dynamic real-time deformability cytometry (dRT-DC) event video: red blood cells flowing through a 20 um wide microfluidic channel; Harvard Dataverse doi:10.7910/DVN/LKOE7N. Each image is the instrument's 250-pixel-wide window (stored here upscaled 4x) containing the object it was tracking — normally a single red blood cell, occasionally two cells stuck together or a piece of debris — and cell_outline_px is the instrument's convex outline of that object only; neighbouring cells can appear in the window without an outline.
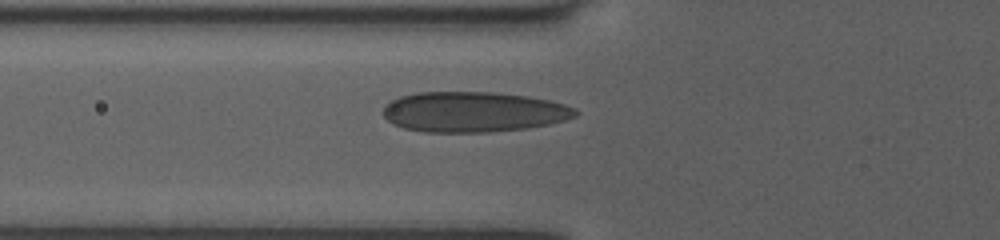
{"species": "human", "species_latin": "Homo sapiens", "temperature_condition": "room temperature", "stored_images_in_passage": 32, "camera_frame_rate_fps": 3000, "um_per_image_px": 0.085, "donor": {"sex": "female"}, "frame": {"image": 1, "passage_image": 2, "time_ms": 0.333, "image_size_px": [1000, 240], "cell_outline_px": [[580, 112], [576, 116], [564, 120], [548, 124], [528, 128], [488, 132], [424, 132], [404, 128], [388, 120], [384, 116], [384, 108], [392, 100], [400, 96], [416, 92], [492, 92], [528, 96], [548, 100], [564, 104], [576, 108]], "centroid_in_image_um": [40.28, 9.51], "position_along_channel_um": 85.5, "area_um2": 45.14}}
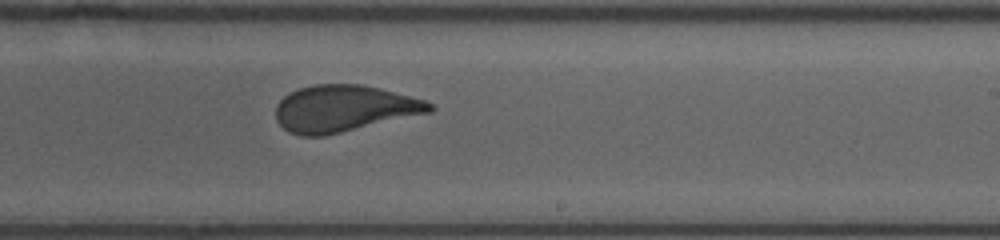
{"frame": {"image": 2, "passage_image": 15, "time_ms": 4.667, "image_size_px": [1000, 240], "cell_outline_px": [[436, 108], [432, 112], [324, 136], [300, 136], [288, 132], [276, 120], [276, 104], [284, 96], [300, 88], [316, 84], [364, 84], [380, 88], [424, 100], [432, 104]], "centroid_in_image_um": [29.24, 9.23], "position_along_channel_um": 259.8, "area_um2": 41.79}}
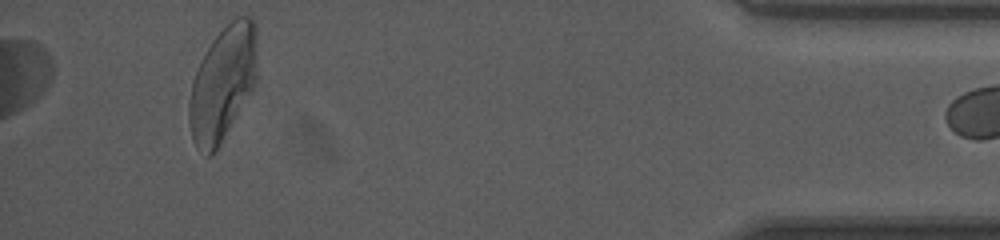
{"frame": {"image": 3, "passage_image": 31, "time_ms": 10.0, "image_size_px": [1000, 240], "cell_outline_px": [[256, 80], [252, 88], [220, 144], [208, 156], [196, 148], [192, 136], [188, 120], [188, 104], [192, 84], [196, 72], [212, 40], [236, 16], [252, 16], [256, 20]], "centroid_in_image_um": [18.93, 7.06], "position_along_channel_um": 416.3, "area_um2": 44.56}}